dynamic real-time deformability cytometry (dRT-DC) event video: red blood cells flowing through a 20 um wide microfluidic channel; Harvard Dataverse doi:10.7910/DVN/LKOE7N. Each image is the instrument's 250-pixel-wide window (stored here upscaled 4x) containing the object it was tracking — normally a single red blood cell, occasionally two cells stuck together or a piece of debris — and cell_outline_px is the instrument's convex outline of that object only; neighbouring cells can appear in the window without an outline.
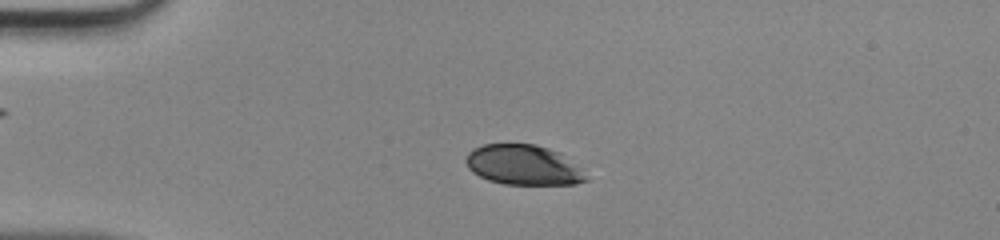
{"species": "human", "species_latin": "Homo sapiens", "temperature_condition": "room temperature", "stored_images_in_passage": 49, "camera_frame_rate_fps": 3000, "um_per_image_px": 0.085, "donor": {"sex": "male"}, "frame": {"image": 1, "passage_image": 13, "time_ms": 4.0, "image_size_px": [1000, 240], "cell_outline_px": [[588, 180], [576, 184], [504, 184], [488, 180], [472, 172], [468, 168], [464, 160], [468, 152], [472, 148], [484, 144], [536, 144], [560, 152], [580, 168]], "centroid_in_image_um": [44.45, 14.01], "position_along_channel_um": 40.6, "area_um2": 28.09}}
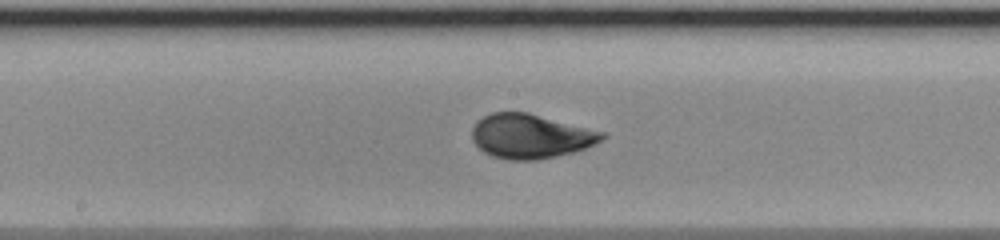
{"frame": {"image": 2, "passage_image": 27, "time_ms": 8.667, "image_size_px": [1000, 240], "cell_outline_px": [[608, 136], [604, 140], [584, 148], [572, 152], [556, 156], [536, 160], [508, 160], [492, 156], [484, 152], [472, 140], [472, 128], [484, 116], [492, 112], [528, 112], [608, 132]], "centroid_in_image_um": [45.16, 11.57], "position_along_channel_um": 203.0, "area_um2": 33.81}}
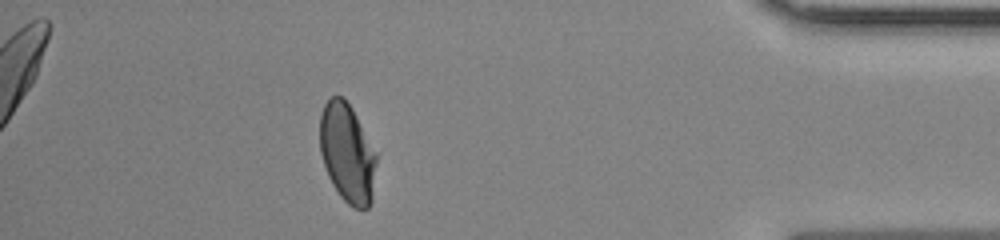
{"frame": {"image": 3, "passage_image": 44, "time_ms": 14.333, "image_size_px": [1000, 240], "cell_outline_px": [[380, 152], [372, 200], [368, 208], [352, 208], [340, 196], [332, 184], [328, 176], [320, 152], [320, 112], [324, 104], [332, 96], [344, 96], [352, 108]], "centroid_in_image_um": [29.58, 13.0], "position_along_channel_um": 405.6, "area_um2": 33.87}}